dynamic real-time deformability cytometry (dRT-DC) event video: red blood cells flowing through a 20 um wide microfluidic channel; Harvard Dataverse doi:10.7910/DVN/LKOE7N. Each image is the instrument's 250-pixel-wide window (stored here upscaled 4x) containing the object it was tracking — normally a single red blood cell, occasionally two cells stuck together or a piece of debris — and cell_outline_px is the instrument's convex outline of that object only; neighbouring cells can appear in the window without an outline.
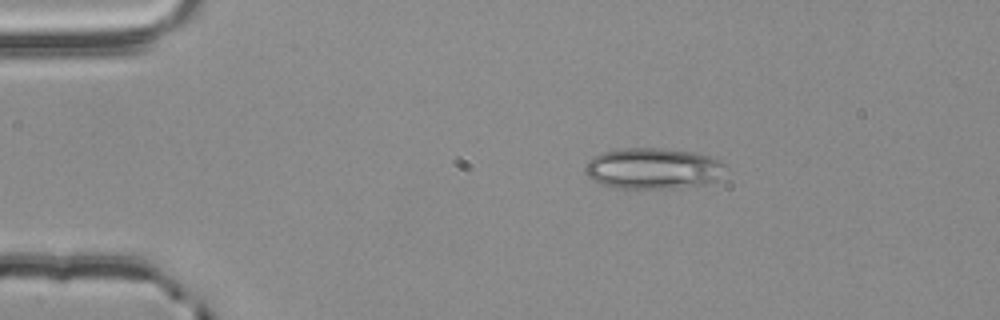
{"species": "common noctule bat (a hibernating species)", "species_latin": "Nyctalus noctula", "temperature_condition": "room temperature", "stored_images_in_passage": 53, "camera_frame_rate_fps": 3000, "um_per_image_px": 0.085, "animal": {"sex": "male", "body_mass_g": 20.4}, "frame": {"image": 1, "passage_image": 9, "time_ms": 2.667, "image_size_px": [1000, 320], "cell_outline_px": [[728, 164], [716, 180], [704, 184], [672, 188], [620, 188], [600, 184], [592, 180], [588, 172], [588, 160], [604, 152], [620, 148], [664, 148], [696, 152], [720, 160]], "centroid_in_image_um": [55.57, 14.31], "position_along_channel_um": 29.4, "area_um2": 33.29}}
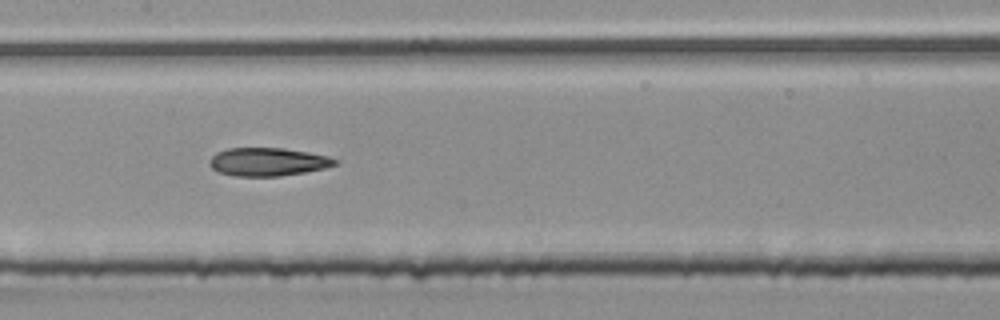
{"frame": {"image": 2, "passage_image": 26, "time_ms": 8.333, "image_size_px": [1000, 320], "cell_outline_px": [[340, 164], [324, 168], [304, 172], [280, 176], [232, 176], [220, 172], [212, 168], [208, 164], [208, 160], [216, 152], [228, 148], [284, 148], [308, 152], [328, 156], [340, 160]], "centroid_in_image_um": [22.78, 13.75], "position_along_channel_um": 184.6, "area_um2": 20.81}}
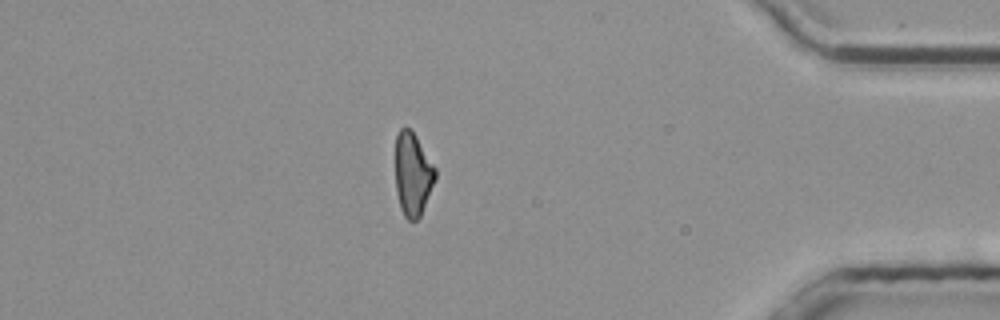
{"frame": {"image": 3, "passage_image": 46, "time_ms": 15.0, "image_size_px": [1000, 320], "cell_outline_px": [[436, 176], [420, 216], [416, 220], [408, 220], [404, 216], [400, 208], [396, 192], [396, 136], [400, 128], [408, 128], [416, 136], [436, 168]], "centroid_in_image_um": [35.07, 14.81], "position_along_channel_um": 400.1, "area_um2": 19.07}, "authors_computed_cell_mechanics": {"area_um2": 20.8658, "velocity_mm_per_s": 3.8243, "shape_relaxation_time_tau1_ms": 9.5577, "shape_relaxation_time_tau2_ms": 2.4955, "deformation_change_tau1": 0.2335, "deformation_change_tau2": 0.1176}}